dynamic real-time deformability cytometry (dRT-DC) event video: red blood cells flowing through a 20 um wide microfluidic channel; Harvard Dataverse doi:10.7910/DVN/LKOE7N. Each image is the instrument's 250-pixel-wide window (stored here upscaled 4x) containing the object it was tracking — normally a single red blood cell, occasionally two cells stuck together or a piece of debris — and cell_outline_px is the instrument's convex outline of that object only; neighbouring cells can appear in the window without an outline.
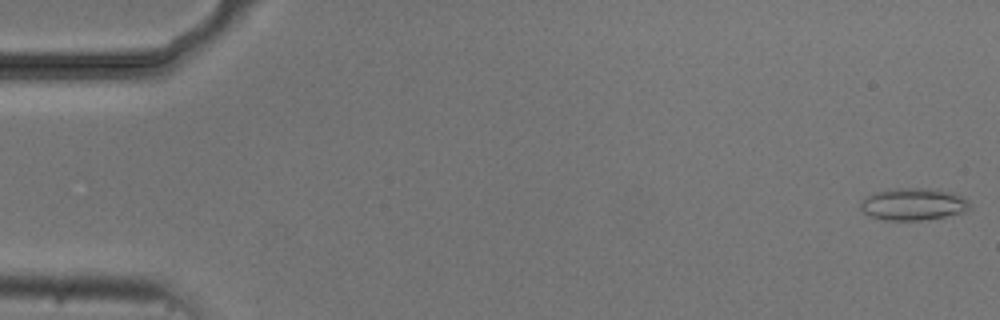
{"species": "common noctule bat (a hibernating species)", "species_latin": "Nyctalus noctula", "temperature_condition": "cold", "stored_images_in_passage": 6, "camera_frame_rate_fps": 3000, "um_per_image_px": 0.085, "animal": {"sex": "male", "body_mass_g": 20.5, "forearm_length_mm": 52.5}, "frame": {"image": 1, "passage_image": 1, "time_ms": 0.0, "image_size_px": [1000, 320], "cell_outline_px": [[972, 204], [964, 212], [944, 216], [920, 220], [884, 220], [868, 216], [860, 208], [860, 200], [876, 192], [892, 188], [936, 188], [952, 192], [964, 196]], "centroid_in_image_um": [77.63, 17.34], "position_along_channel_um": 7.4, "area_um2": 20.69}}